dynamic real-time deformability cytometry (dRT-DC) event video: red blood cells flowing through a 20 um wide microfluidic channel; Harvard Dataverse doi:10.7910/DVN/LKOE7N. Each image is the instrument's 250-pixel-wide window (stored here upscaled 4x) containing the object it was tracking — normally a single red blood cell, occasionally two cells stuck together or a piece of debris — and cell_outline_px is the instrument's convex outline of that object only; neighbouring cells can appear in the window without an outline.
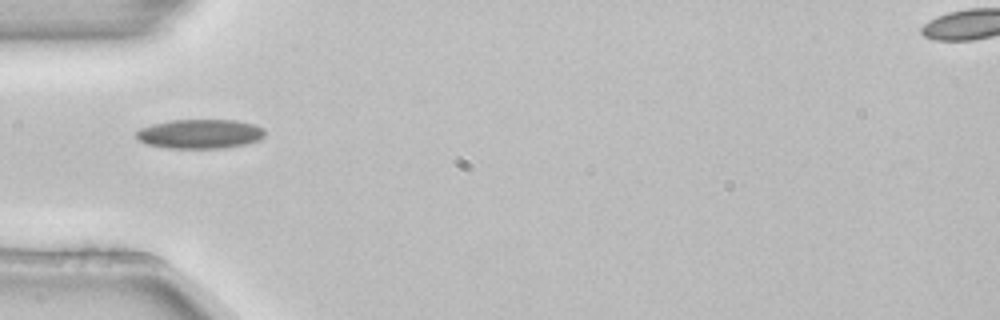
{"species": "common noctule bat (a hibernating species)", "species_latin": "Nyctalus noctula", "temperature_condition": "room temperature", "stored_images_in_passage": 5, "camera_frame_rate_fps": 3000, "um_per_image_px": 0.085, "animal": {"sex": "female", "body_mass_g": 22.7, "forearm_length_mm": 54.2}, "frame": {"image": 1, "passage_image": 4, "time_ms": 1.0, "image_size_px": [1000, 320], "cell_outline_px": [[264, 136], [260, 140], [244, 144], [224, 148], [168, 148], [148, 144], [140, 140], [136, 136], [136, 132], [140, 128], [152, 124], [172, 120], [236, 120], [256, 124], [264, 128]], "centroid_in_image_um": [17.03, 11.37], "position_along_channel_um": 68.0, "area_um2": 21.96}}